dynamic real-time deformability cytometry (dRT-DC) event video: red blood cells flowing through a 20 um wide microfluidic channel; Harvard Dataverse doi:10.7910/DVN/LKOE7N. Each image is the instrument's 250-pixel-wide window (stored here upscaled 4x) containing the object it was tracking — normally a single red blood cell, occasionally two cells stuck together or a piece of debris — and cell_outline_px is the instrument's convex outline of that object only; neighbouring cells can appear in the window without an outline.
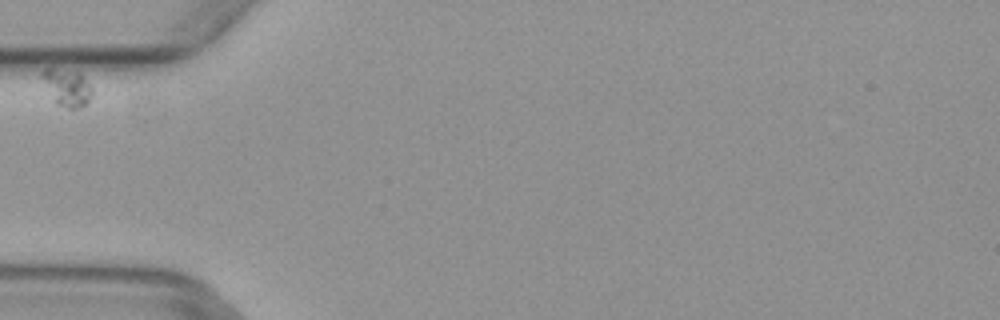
{"species": "common noctule bat (a hibernating species)", "species_latin": "Nyctalus noctula", "temperature_condition": "warm", "stored_images_in_passage": 3, "camera_frame_rate_fps": 3000, "um_per_image_px": 0.085, "animal": {"sex": "female", "body_mass_g": 29.2, "forearm_length_mm": 56.3}, "frame": {"image": 1, "passage_image": 1, "time_ms": 0.0, "image_size_px": [1000, 320], "cell_outline_px": [[92, 96], [88, 104], [80, 108], [68, 108], [56, 104], [40, 72], [44, 68], [52, 68], [80, 72], [92, 88]], "centroid_in_image_um": [5.75, 7.44], "position_along_channel_um": 79.3, "area_um2": 10.69}}
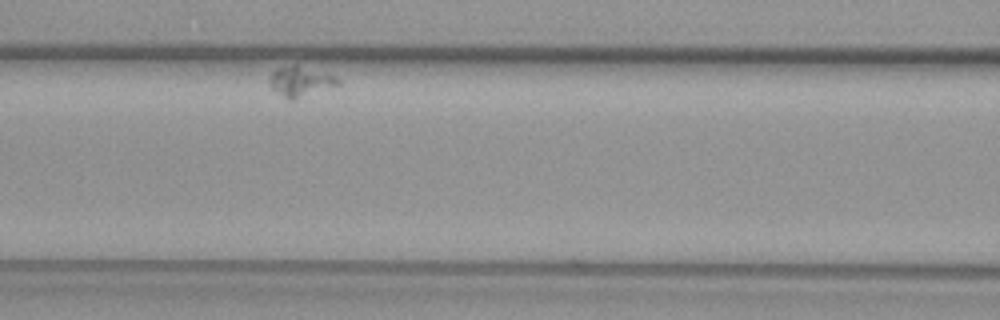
{"frame": {"image": 2, "passage_image": 3, "time_ms": 0.667, "image_size_px": [1000, 320], "cell_outline_px": [[344, 84], [292, 100], [288, 100], [272, 88], [268, 84], [268, 76], [276, 68], [292, 64], [296, 64], [336, 76]], "centroid_in_image_um": [25.55, 6.91], "position_along_channel_um": 141.0, "area_um2": 12.31}}